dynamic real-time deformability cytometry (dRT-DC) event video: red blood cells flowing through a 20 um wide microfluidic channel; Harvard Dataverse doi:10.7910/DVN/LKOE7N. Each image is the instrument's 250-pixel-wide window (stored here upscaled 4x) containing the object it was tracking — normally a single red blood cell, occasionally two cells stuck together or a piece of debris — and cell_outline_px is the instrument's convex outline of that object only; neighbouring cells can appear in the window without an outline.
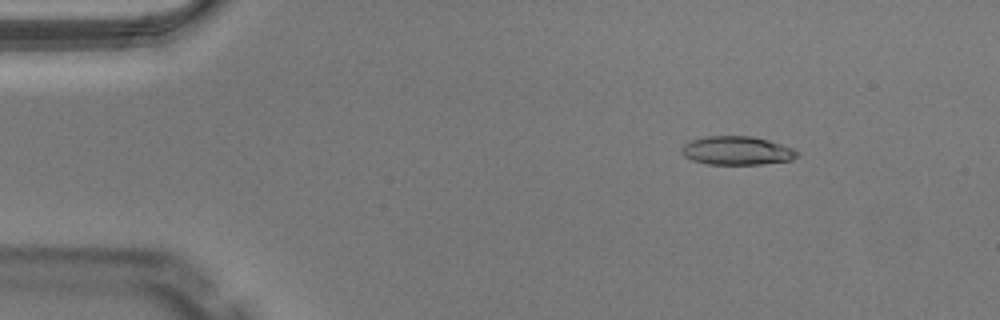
{"species": "Egyptian fruit bat (a non-hibernating species)", "species_latin": "Rousettus aegyptiacus", "temperature_condition": "warm", "stored_images_in_passage": 50, "camera_frame_rate_fps": 3000, "um_per_image_px": 0.085, "animal": {"sex": "male"}, "frame": {"image": 1, "passage_image": 7, "time_ms": 2.0, "image_size_px": [1000, 320], "cell_outline_px": [[800, 152], [792, 160], [760, 164], [708, 164], [692, 160], [684, 156], [680, 152], [680, 148], [684, 144], [692, 140], [708, 136], [752, 136], [768, 140], [792, 148]], "centroid_in_image_um": [62.61, 12.8], "position_along_channel_um": 22.4, "area_um2": 19.19}}
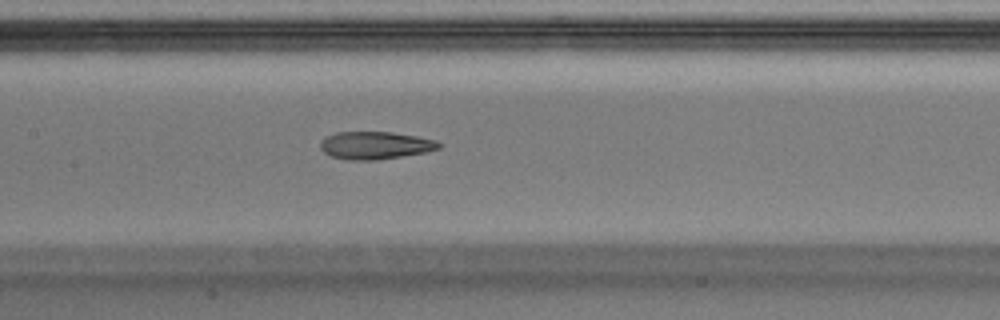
{"frame": {"image": 2, "passage_image": 24, "time_ms": 7.667, "image_size_px": [1000, 320], "cell_outline_px": [[444, 144], [440, 148], [424, 152], [376, 160], [348, 160], [332, 156], [324, 152], [320, 148], [320, 144], [324, 136], [336, 132], [392, 132], [416, 136], [436, 140]], "centroid_in_image_um": [31.89, 12.34], "position_along_channel_um": 175.5, "area_um2": 19.07}}
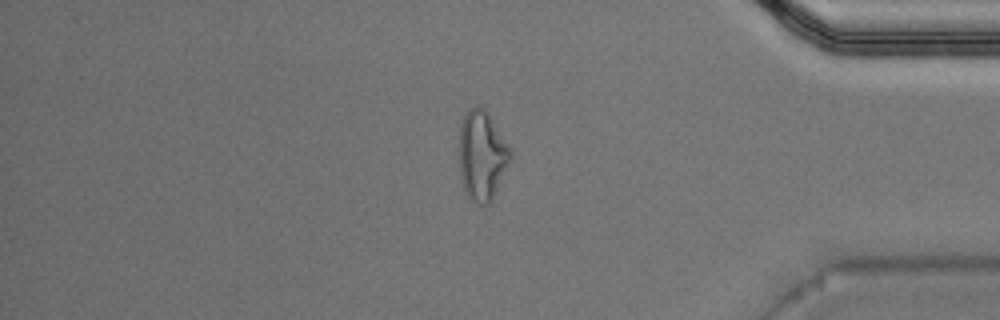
{"frame": {"image": 3, "passage_image": 42, "time_ms": 13.667, "image_size_px": [1000, 320], "cell_outline_px": [[512, 156], [496, 192], [492, 200], [484, 208], [480, 208], [468, 200], [464, 192], [460, 180], [460, 124], [464, 112], [468, 108], [476, 104], [480, 104], [488, 112], [512, 152]], "centroid_in_image_um": [40.94, 13.26], "position_along_channel_um": 394.3, "area_um2": 27.46}, "authors_computed_cell_mechanics": {"area_um2": 19.5075, "velocity_mm_per_s": 4.0777, "shape_relaxation_time_tau1_ms": null, "shape_relaxation_time_tau2_ms": 3.4289, "deformation_change_tau1": null, "deformation_change_tau2": 0.1373}}